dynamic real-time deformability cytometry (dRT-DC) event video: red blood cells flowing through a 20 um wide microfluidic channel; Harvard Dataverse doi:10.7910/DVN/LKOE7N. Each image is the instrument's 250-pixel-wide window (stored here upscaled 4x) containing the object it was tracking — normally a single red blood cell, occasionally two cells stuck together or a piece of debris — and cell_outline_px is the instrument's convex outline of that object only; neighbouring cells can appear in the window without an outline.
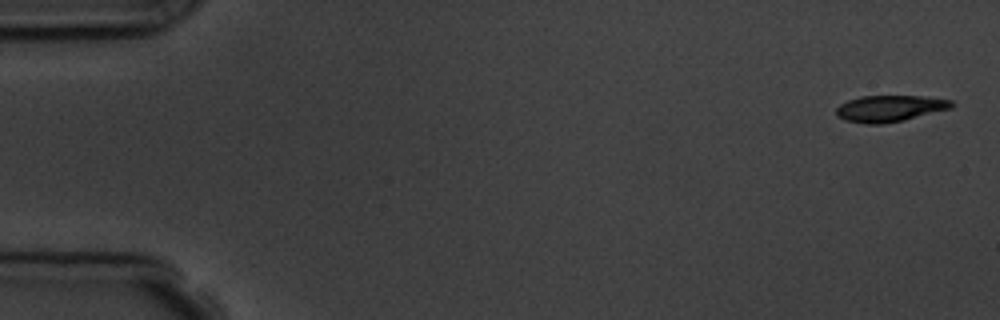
{"species": "common noctule bat (a hibernating species)", "species_latin": "Nyctalus noctula", "temperature_condition": "room temperature", "stored_images_in_passage": 13, "camera_frame_rate_fps": 3000, "um_per_image_px": 0.085, "animal": {"sex": "male", "body_mass_g": 19.5, "forearm_length_mm": 54.6}, "frame": {"image": 1, "passage_image": 1, "time_ms": 0.0, "image_size_px": [1000, 320], "cell_outline_px": [[956, 104], [952, 108], [904, 120], [880, 124], [868, 124], [844, 120], [836, 116], [836, 108], [840, 104], [848, 100], [860, 96], [924, 96], [952, 100]], "centroid_in_image_um": [75.64, 9.21], "position_along_channel_um": 9.4, "area_um2": 17.86}}
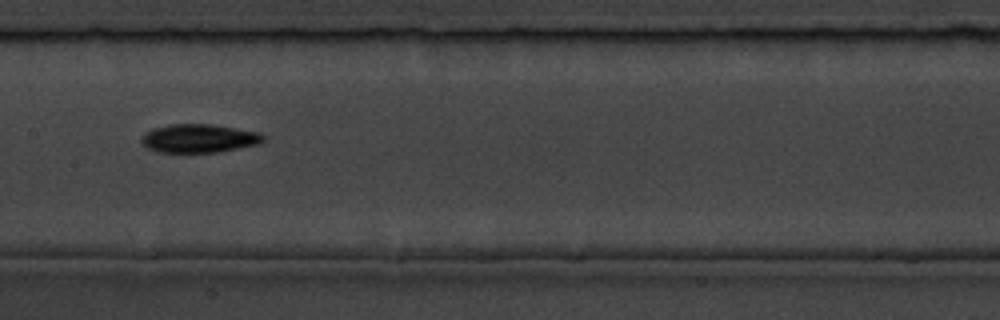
{"frame": {"image": 2, "passage_image": 8, "time_ms": 8.667, "image_size_px": [1000, 320], "cell_outline_px": [[264, 140], [260, 144], [220, 152], [156, 152], [148, 148], [140, 140], [144, 132], [152, 128], [168, 124], [212, 124], [260, 132], [264, 136]], "centroid_in_image_um": [16.91, 11.76], "position_along_channel_um": 190.5, "area_um2": 20.46}}
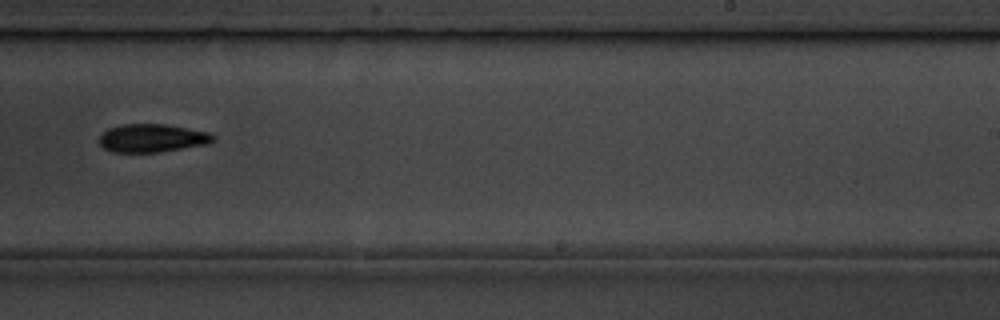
{"frame": {"image": 3, "passage_image": 10, "time_ms": 11.0, "image_size_px": [1000, 320], "cell_outline_px": [[216, 136], [208, 144], [160, 152], [112, 152], [104, 148], [100, 144], [100, 136], [108, 128], [120, 124], [164, 124], [208, 132]], "centroid_in_image_um": [12.92, 11.74], "position_along_channel_um": 276.1, "area_um2": 18.61}, "authors_computed_cell_mechanics": {"area_um2": 19.074, "velocity_mm_per_s": 3.6906, "shape_relaxation_time_tau1_ms": 2.0047, "shape_relaxation_time_tau2_ms": null, "deformation_change_tau1": 0.0887, "deformation_change_tau2": null}}